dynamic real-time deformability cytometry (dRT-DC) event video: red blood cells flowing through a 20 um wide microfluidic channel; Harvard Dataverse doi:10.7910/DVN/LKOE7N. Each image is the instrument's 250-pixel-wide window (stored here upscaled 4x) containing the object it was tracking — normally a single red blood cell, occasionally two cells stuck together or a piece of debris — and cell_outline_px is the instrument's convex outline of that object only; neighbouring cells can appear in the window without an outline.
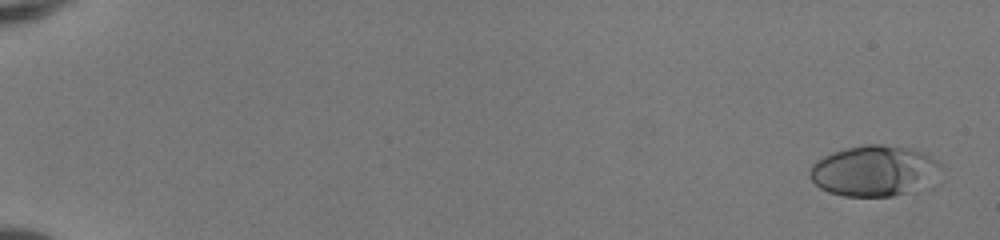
{"species": "human", "species_latin": "Homo sapiens", "temperature_condition": "room temperature", "stored_images_in_passage": 52, "camera_frame_rate_fps": 3000, "um_per_image_px": 0.085, "donor": {"sex": "female"}, "frame": {"image": 1, "passage_image": 2, "time_ms": 0.333, "image_size_px": [1000, 240], "cell_outline_px": [[940, 168], [904, 192], [892, 196], [844, 196], [828, 192], [820, 188], [808, 176], [808, 172], [812, 164], [816, 160], [832, 152], [864, 144], [880, 144], [912, 148], [924, 152], [936, 160], [940, 164]], "centroid_in_image_um": [74.12, 14.48], "position_along_channel_um": 10.9, "area_um2": 37.4}}
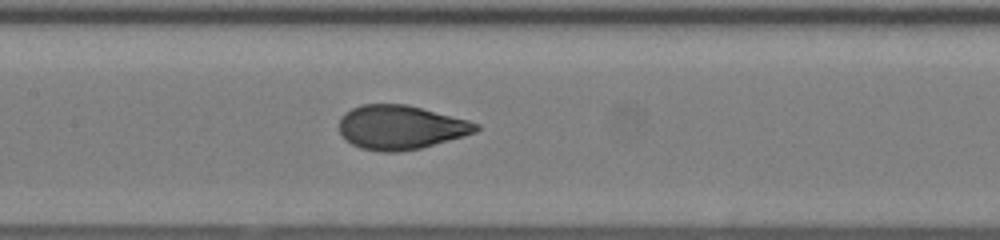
{"frame": {"image": 2, "passage_image": 28, "time_ms": 9.0, "image_size_px": [1000, 240], "cell_outline_px": [[480, 128], [476, 132], [464, 136], [420, 148], [400, 152], [384, 152], [360, 148], [344, 140], [340, 132], [340, 116], [344, 112], [360, 104], [408, 104], [468, 120], [480, 124]], "centroid_in_image_um": [34.04, 10.82], "position_along_channel_um": 173.4, "area_um2": 35.37}}
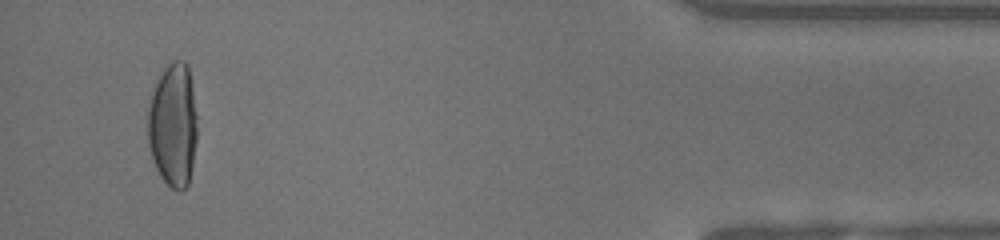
{"frame": {"image": 3, "passage_image": 50, "time_ms": 16.333, "image_size_px": [1000, 240], "cell_outline_px": [[196, 140], [192, 164], [188, 184], [180, 192], [172, 188], [160, 176], [152, 160], [148, 144], [148, 108], [152, 92], [156, 80], [160, 72], [168, 64], [176, 60], [184, 60], [188, 64], [192, 88], [196, 116]], "centroid_in_image_um": [14.69, 10.6], "position_along_channel_um": 420.5, "area_um2": 35.66}, "authors_computed_cell_mechanics": {"area_um2": 35.1713, "velocity_mm_per_s": 4.1392, "shape_relaxation_time_tau1_ms": 4.0726, "shape_relaxation_time_tau2_ms": null, "deformation_change_tau1": 0.2404, "deformation_change_tau2": null}}